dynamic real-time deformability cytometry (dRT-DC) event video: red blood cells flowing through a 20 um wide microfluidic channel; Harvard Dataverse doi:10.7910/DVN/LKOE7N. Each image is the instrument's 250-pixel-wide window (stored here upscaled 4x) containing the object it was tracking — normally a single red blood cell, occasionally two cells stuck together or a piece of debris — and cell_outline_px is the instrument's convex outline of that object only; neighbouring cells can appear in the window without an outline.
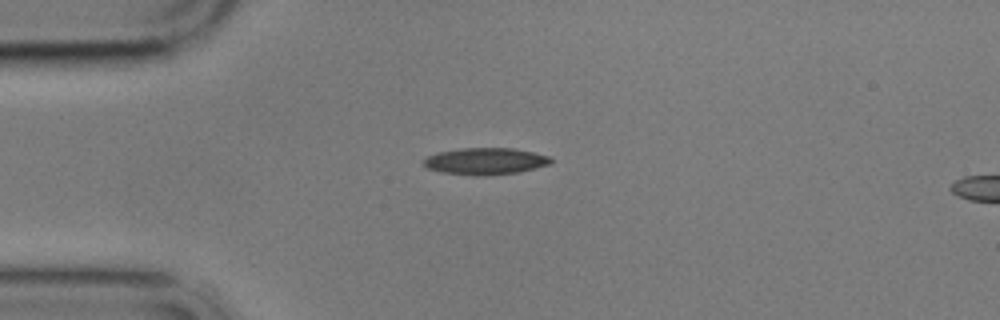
{"species": "common noctule bat (a hibernating species)", "species_latin": "Nyctalus noctula", "temperature_condition": "cold", "stored_images_in_passage": 11, "camera_frame_rate_fps": 3000, "um_per_image_px": 0.085, "animal": {"sex": "male", "body_mass_g": 17.9}, "frame": {"image": 1, "passage_image": 2, "time_ms": 1.333, "image_size_px": [1000, 320], "cell_outline_px": [[552, 164], [520, 172], [480, 176], [472, 176], [440, 172], [428, 168], [424, 164], [424, 160], [428, 156], [440, 152], [460, 148], [512, 148], [532, 152], [548, 156], [552, 160]], "centroid_in_image_um": [41.27, 13.71], "position_along_channel_um": 43.7, "area_um2": 19.83}}
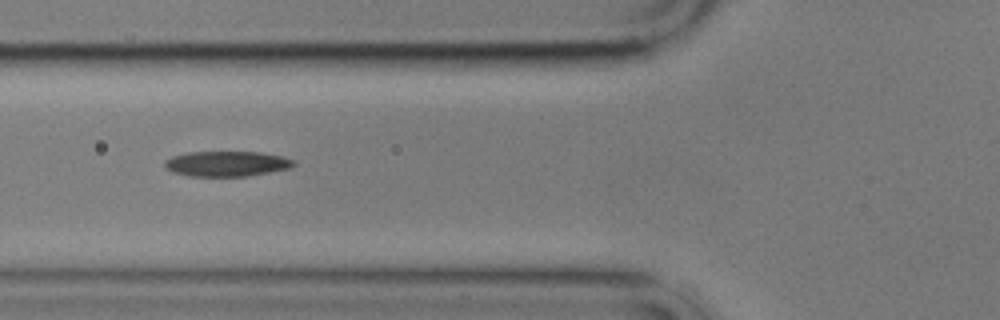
{"frame": {"image": 2, "passage_image": 4, "time_ms": 3.667, "image_size_px": [1000, 320], "cell_outline_px": [[296, 164], [292, 168], [248, 176], [188, 176], [172, 172], [164, 168], [164, 160], [172, 156], [188, 152], [260, 152], [284, 156], [296, 160]], "centroid_in_image_um": [19.29, 13.92], "position_along_channel_um": 106.5, "area_um2": 19.31}}
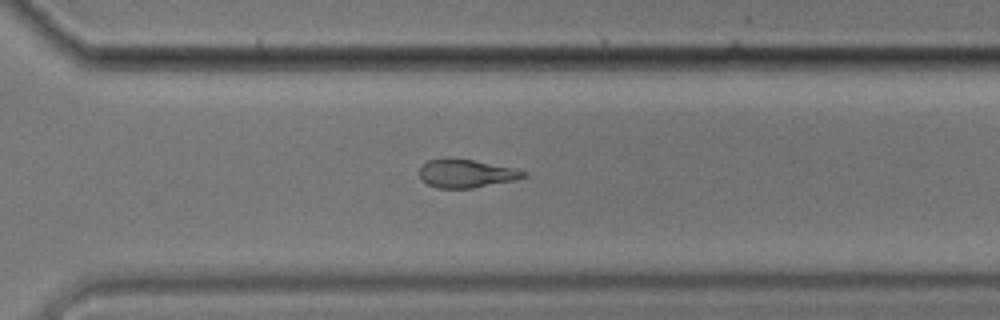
{"frame": {"image": 3, "passage_image": 11, "time_ms": 16.0, "image_size_px": [1000, 320], "cell_outline_px": [[528, 176], [516, 180], [472, 188], [436, 188], [420, 180], [420, 164], [428, 160], [472, 160], [512, 168], [528, 172]], "centroid_in_image_um": [39.63, 14.78], "position_along_channel_um": 331.0, "area_um2": 16.82}}